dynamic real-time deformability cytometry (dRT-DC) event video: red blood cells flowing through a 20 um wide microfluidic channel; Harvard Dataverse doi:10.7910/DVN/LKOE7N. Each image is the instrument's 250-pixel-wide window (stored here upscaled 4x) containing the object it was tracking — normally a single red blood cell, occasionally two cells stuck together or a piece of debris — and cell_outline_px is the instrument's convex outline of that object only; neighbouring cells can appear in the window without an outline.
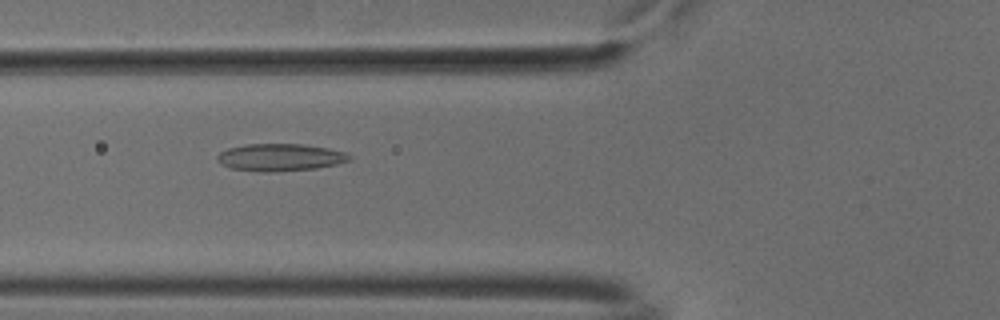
{"species": "common noctule bat (a hibernating species)", "species_latin": "Nyctalus noctula", "temperature_condition": "cold", "stored_images_in_passage": 52, "camera_frame_rate_fps": 3000, "um_per_image_px": 0.085, "animal": {"sex": "male", "body_mass_g": 18.8}, "frame": {"image": 1, "passage_image": 19, "time_ms": 6.0, "image_size_px": [1000, 320], "cell_outline_px": [[352, 156], [348, 160], [336, 164], [316, 168], [272, 172], [260, 172], [232, 168], [220, 164], [216, 160], [216, 156], [220, 152], [228, 148], [244, 144], [304, 144], [328, 148], [344, 152]], "centroid_in_image_um": [23.76, 13.37], "position_along_channel_um": 102.0, "area_um2": 21.04}}
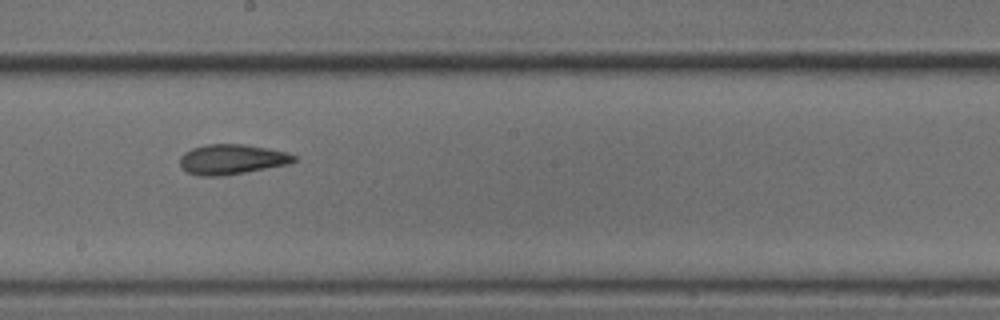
{"frame": {"image": 2, "passage_image": 29, "time_ms": 9.333, "image_size_px": [1000, 320], "cell_outline_px": [[296, 160], [288, 164], [224, 176], [200, 176], [184, 172], [180, 168], [180, 156], [184, 152], [192, 148], [204, 144], [244, 144], [268, 148], [288, 152], [296, 156]], "centroid_in_image_um": [19.66, 13.54], "position_along_channel_um": 228.5, "area_um2": 20.23}}
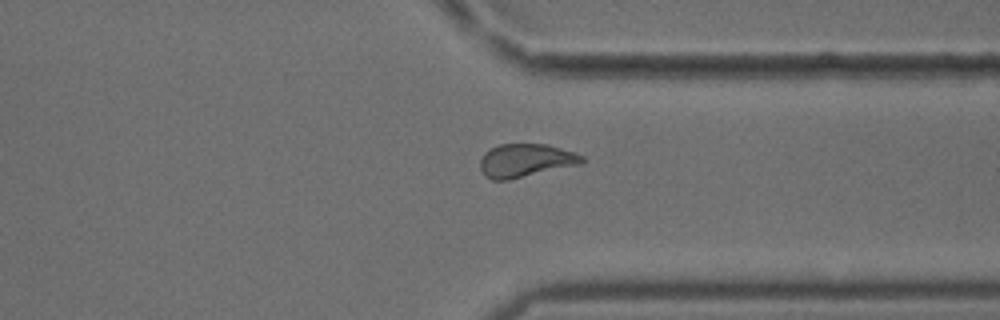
{"frame": {"image": 3, "passage_image": 40, "time_ms": 13.0, "image_size_px": [1000, 320], "cell_outline_px": [[584, 160], [580, 164], [508, 180], [492, 180], [484, 176], [480, 168], [480, 160], [484, 152], [500, 144], [548, 144], [584, 156]], "centroid_in_image_um": [44.64, 13.64], "position_along_channel_um": 366.8, "area_um2": 19.65}, "authors_computed_cell_mechanics": {"area_um2": 20.23, "velocity_mm_per_s": 3.7776, "shape_relaxation_time_tau1_ms": 9.2763, "shape_relaxation_time_tau2_ms": 2.0067, "deformation_change_tau1": 0.2133, "deformation_change_tau2": 0.0898}}